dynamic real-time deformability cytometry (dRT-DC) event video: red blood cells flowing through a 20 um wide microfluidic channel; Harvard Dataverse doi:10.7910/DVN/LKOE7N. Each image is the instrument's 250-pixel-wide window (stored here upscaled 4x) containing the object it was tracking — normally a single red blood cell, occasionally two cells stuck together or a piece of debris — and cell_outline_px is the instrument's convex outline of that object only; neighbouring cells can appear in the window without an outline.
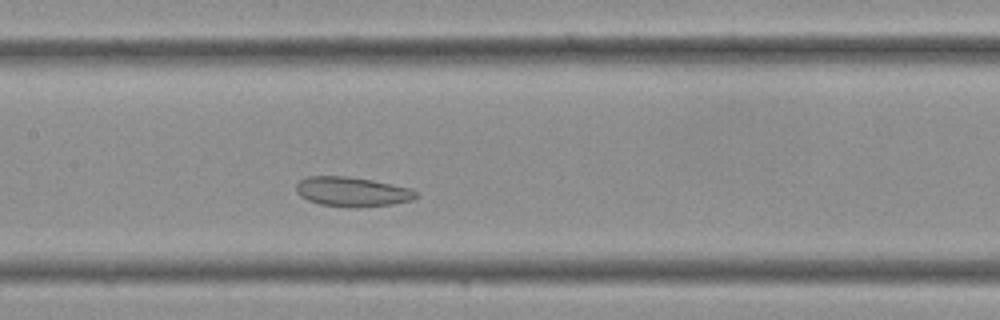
{"species": "Egyptian fruit bat (a non-hibernating species)", "species_latin": "Rousettus aegyptiacus", "temperature_condition": "cold", "stored_images_in_passage": 31, "camera_frame_rate_fps": 3000, "um_per_image_px": 0.085, "frame": {"image": 1, "passage_image": 12, "time_ms": 3.667, "image_size_px": [1000, 320], "cell_outline_px": [[416, 196], [412, 200], [392, 204], [320, 204], [308, 200], [300, 196], [296, 192], [296, 184], [300, 180], [308, 176], [348, 176], [372, 180], [412, 188], [416, 192]], "centroid_in_image_um": [29.9, 16.23], "position_along_channel_um": 177.5, "area_um2": 19.65}}
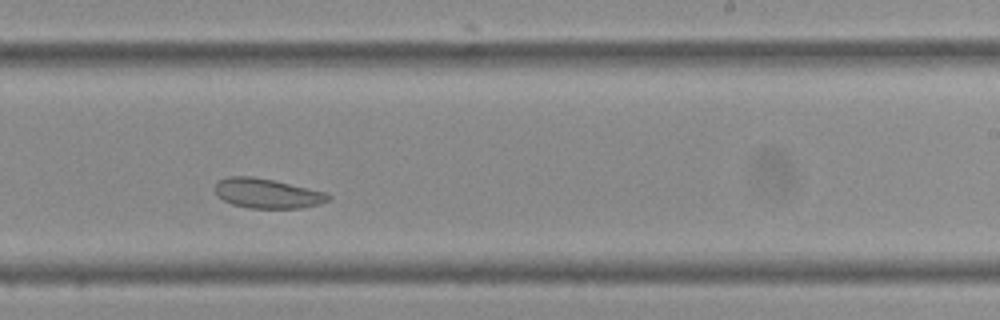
{"frame": {"image": 2, "passage_image": 17, "time_ms": 5.333, "image_size_px": [1000, 320], "cell_outline_px": [[332, 196], [328, 200], [320, 204], [300, 208], [248, 208], [232, 204], [224, 200], [216, 192], [216, 184], [220, 180], [228, 176], [252, 176], [272, 180], [328, 192]], "centroid_in_image_um": [22.76, 16.44], "position_along_channel_um": 266.2, "area_um2": 19.48}}
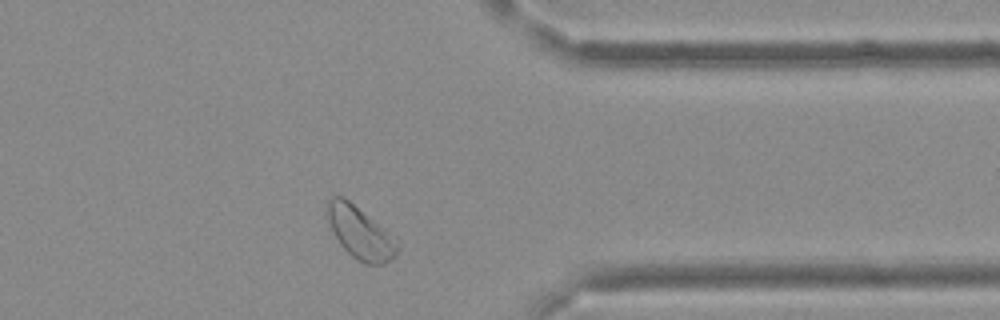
{"frame": {"image": 3, "passage_image": 24, "time_ms": 7.667, "image_size_px": [1000, 320], "cell_outline_px": [[400, 248], [396, 256], [392, 260], [384, 264], [364, 264], [352, 256], [340, 244], [324, 216], [324, 208], [328, 200], [332, 196], [344, 196], [396, 236]], "centroid_in_image_um": [30.62, 19.76], "position_along_channel_um": 380.8, "area_um2": 22.08}}